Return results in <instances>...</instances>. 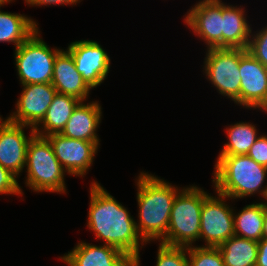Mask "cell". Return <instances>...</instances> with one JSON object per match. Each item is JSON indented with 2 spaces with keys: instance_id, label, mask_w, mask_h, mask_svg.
Returning <instances> with one entry per match:
<instances>
[{
  "instance_id": "f1b7e54d",
  "label": "cell",
  "mask_w": 267,
  "mask_h": 266,
  "mask_svg": "<svg viewBox=\"0 0 267 266\" xmlns=\"http://www.w3.org/2000/svg\"><path fill=\"white\" fill-rule=\"evenodd\" d=\"M255 266H267V239L258 242V254Z\"/></svg>"
},
{
  "instance_id": "f546056e",
  "label": "cell",
  "mask_w": 267,
  "mask_h": 266,
  "mask_svg": "<svg viewBox=\"0 0 267 266\" xmlns=\"http://www.w3.org/2000/svg\"><path fill=\"white\" fill-rule=\"evenodd\" d=\"M77 2L79 3L80 0H25V3H28L29 5H36V6H40V5H48V4H77Z\"/></svg>"
},
{
  "instance_id": "ffe728a7",
  "label": "cell",
  "mask_w": 267,
  "mask_h": 266,
  "mask_svg": "<svg viewBox=\"0 0 267 266\" xmlns=\"http://www.w3.org/2000/svg\"><path fill=\"white\" fill-rule=\"evenodd\" d=\"M225 266H255L258 242L234 235L220 245Z\"/></svg>"
},
{
  "instance_id": "d6a6232c",
  "label": "cell",
  "mask_w": 267,
  "mask_h": 266,
  "mask_svg": "<svg viewBox=\"0 0 267 266\" xmlns=\"http://www.w3.org/2000/svg\"><path fill=\"white\" fill-rule=\"evenodd\" d=\"M267 201V191H266V194H265V197H264ZM266 206H267V202L264 203Z\"/></svg>"
},
{
  "instance_id": "52a82bcc",
  "label": "cell",
  "mask_w": 267,
  "mask_h": 266,
  "mask_svg": "<svg viewBox=\"0 0 267 266\" xmlns=\"http://www.w3.org/2000/svg\"><path fill=\"white\" fill-rule=\"evenodd\" d=\"M247 51L241 48H208L205 73L220 94L240 104V57Z\"/></svg>"
},
{
  "instance_id": "30bf717a",
  "label": "cell",
  "mask_w": 267,
  "mask_h": 266,
  "mask_svg": "<svg viewBox=\"0 0 267 266\" xmlns=\"http://www.w3.org/2000/svg\"><path fill=\"white\" fill-rule=\"evenodd\" d=\"M57 91L51 83L25 84L17 101L16 112L7 119L35 129L41 125Z\"/></svg>"
},
{
  "instance_id": "8992f818",
  "label": "cell",
  "mask_w": 267,
  "mask_h": 266,
  "mask_svg": "<svg viewBox=\"0 0 267 266\" xmlns=\"http://www.w3.org/2000/svg\"><path fill=\"white\" fill-rule=\"evenodd\" d=\"M38 31L15 49V65L22 85L52 82L54 60L61 50L50 49Z\"/></svg>"
},
{
  "instance_id": "7c38bea8",
  "label": "cell",
  "mask_w": 267,
  "mask_h": 266,
  "mask_svg": "<svg viewBox=\"0 0 267 266\" xmlns=\"http://www.w3.org/2000/svg\"><path fill=\"white\" fill-rule=\"evenodd\" d=\"M240 105L267 112V68L251 53L240 57Z\"/></svg>"
},
{
  "instance_id": "484cf974",
  "label": "cell",
  "mask_w": 267,
  "mask_h": 266,
  "mask_svg": "<svg viewBox=\"0 0 267 266\" xmlns=\"http://www.w3.org/2000/svg\"><path fill=\"white\" fill-rule=\"evenodd\" d=\"M253 35L251 34L247 51L267 68V27Z\"/></svg>"
},
{
  "instance_id": "ac0fdd59",
  "label": "cell",
  "mask_w": 267,
  "mask_h": 266,
  "mask_svg": "<svg viewBox=\"0 0 267 266\" xmlns=\"http://www.w3.org/2000/svg\"><path fill=\"white\" fill-rule=\"evenodd\" d=\"M244 11L222 2V48L247 49L252 30Z\"/></svg>"
},
{
  "instance_id": "4fadbf2b",
  "label": "cell",
  "mask_w": 267,
  "mask_h": 266,
  "mask_svg": "<svg viewBox=\"0 0 267 266\" xmlns=\"http://www.w3.org/2000/svg\"><path fill=\"white\" fill-rule=\"evenodd\" d=\"M24 126L0 117V165L8 169L17 178L26 165L27 147L30 139L35 135L31 128V135L27 137Z\"/></svg>"
},
{
  "instance_id": "3957f363",
  "label": "cell",
  "mask_w": 267,
  "mask_h": 266,
  "mask_svg": "<svg viewBox=\"0 0 267 266\" xmlns=\"http://www.w3.org/2000/svg\"><path fill=\"white\" fill-rule=\"evenodd\" d=\"M267 167L246 155L218 156L213 183L217 193L228 199L243 198L260 192L265 197L267 185L262 186ZM262 188V189H261Z\"/></svg>"
},
{
  "instance_id": "d6986e66",
  "label": "cell",
  "mask_w": 267,
  "mask_h": 266,
  "mask_svg": "<svg viewBox=\"0 0 267 266\" xmlns=\"http://www.w3.org/2000/svg\"><path fill=\"white\" fill-rule=\"evenodd\" d=\"M80 102L81 100L74 96L56 93L47 109L45 117L41 121L43 131L36 127L34 133L42 137L61 133L70 119L73 110Z\"/></svg>"
},
{
  "instance_id": "9c48e42d",
  "label": "cell",
  "mask_w": 267,
  "mask_h": 266,
  "mask_svg": "<svg viewBox=\"0 0 267 266\" xmlns=\"http://www.w3.org/2000/svg\"><path fill=\"white\" fill-rule=\"evenodd\" d=\"M62 168L70 175L84 176L91 167L99 142L71 139L60 133L46 136Z\"/></svg>"
},
{
  "instance_id": "277c9868",
  "label": "cell",
  "mask_w": 267,
  "mask_h": 266,
  "mask_svg": "<svg viewBox=\"0 0 267 266\" xmlns=\"http://www.w3.org/2000/svg\"><path fill=\"white\" fill-rule=\"evenodd\" d=\"M207 195L196 186L178 192L172 204L167 234L160 243L190 247L200 239L201 210Z\"/></svg>"
},
{
  "instance_id": "cb8c5ba5",
  "label": "cell",
  "mask_w": 267,
  "mask_h": 266,
  "mask_svg": "<svg viewBox=\"0 0 267 266\" xmlns=\"http://www.w3.org/2000/svg\"><path fill=\"white\" fill-rule=\"evenodd\" d=\"M188 266H225L218 247H187Z\"/></svg>"
},
{
  "instance_id": "d4e9b609",
  "label": "cell",
  "mask_w": 267,
  "mask_h": 266,
  "mask_svg": "<svg viewBox=\"0 0 267 266\" xmlns=\"http://www.w3.org/2000/svg\"><path fill=\"white\" fill-rule=\"evenodd\" d=\"M187 247L169 246L160 243L156 266H188Z\"/></svg>"
},
{
  "instance_id": "1f68e13d",
  "label": "cell",
  "mask_w": 267,
  "mask_h": 266,
  "mask_svg": "<svg viewBox=\"0 0 267 266\" xmlns=\"http://www.w3.org/2000/svg\"><path fill=\"white\" fill-rule=\"evenodd\" d=\"M12 0H0V7L3 6L5 3H10Z\"/></svg>"
},
{
  "instance_id": "8fae6325",
  "label": "cell",
  "mask_w": 267,
  "mask_h": 266,
  "mask_svg": "<svg viewBox=\"0 0 267 266\" xmlns=\"http://www.w3.org/2000/svg\"><path fill=\"white\" fill-rule=\"evenodd\" d=\"M67 51L72 55L77 71L91 88L100 85L110 69V58L101 45L92 40L72 42Z\"/></svg>"
},
{
  "instance_id": "5b68a950",
  "label": "cell",
  "mask_w": 267,
  "mask_h": 266,
  "mask_svg": "<svg viewBox=\"0 0 267 266\" xmlns=\"http://www.w3.org/2000/svg\"><path fill=\"white\" fill-rule=\"evenodd\" d=\"M26 186L35 192L65 193V170L54 155L53 148L46 137L34 135L27 147Z\"/></svg>"
},
{
  "instance_id": "9a60e30c",
  "label": "cell",
  "mask_w": 267,
  "mask_h": 266,
  "mask_svg": "<svg viewBox=\"0 0 267 266\" xmlns=\"http://www.w3.org/2000/svg\"><path fill=\"white\" fill-rule=\"evenodd\" d=\"M60 258L68 266H133V260L117 248L107 244L91 245L83 241Z\"/></svg>"
},
{
  "instance_id": "e0dca14e",
  "label": "cell",
  "mask_w": 267,
  "mask_h": 266,
  "mask_svg": "<svg viewBox=\"0 0 267 266\" xmlns=\"http://www.w3.org/2000/svg\"><path fill=\"white\" fill-rule=\"evenodd\" d=\"M101 106L98 102L84 104L81 101L73 110L70 119L60 134L71 139L99 142L96 128L101 121Z\"/></svg>"
},
{
  "instance_id": "7402d4cb",
  "label": "cell",
  "mask_w": 267,
  "mask_h": 266,
  "mask_svg": "<svg viewBox=\"0 0 267 266\" xmlns=\"http://www.w3.org/2000/svg\"><path fill=\"white\" fill-rule=\"evenodd\" d=\"M266 207L263 202L253 203L238 214H233L235 235L259 242L262 239Z\"/></svg>"
},
{
  "instance_id": "4316f807",
  "label": "cell",
  "mask_w": 267,
  "mask_h": 266,
  "mask_svg": "<svg viewBox=\"0 0 267 266\" xmlns=\"http://www.w3.org/2000/svg\"><path fill=\"white\" fill-rule=\"evenodd\" d=\"M17 177L0 165V194H23Z\"/></svg>"
},
{
  "instance_id": "83f0119b",
  "label": "cell",
  "mask_w": 267,
  "mask_h": 266,
  "mask_svg": "<svg viewBox=\"0 0 267 266\" xmlns=\"http://www.w3.org/2000/svg\"><path fill=\"white\" fill-rule=\"evenodd\" d=\"M247 155L258 164L267 167V136L260 135L256 142L251 146Z\"/></svg>"
},
{
  "instance_id": "603a6c76",
  "label": "cell",
  "mask_w": 267,
  "mask_h": 266,
  "mask_svg": "<svg viewBox=\"0 0 267 266\" xmlns=\"http://www.w3.org/2000/svg\"><path fill=\"white\" fill-rule=\"evenodd\" d=\"M226 130L229 141L224 144L219 156L246 155L259 137L256 127L250 123L239 122Z\"/></svg>"
},
{
  "instance_id": "ba28073f",
  "label": "cell",
  "mask_w": 267,
  "mask_h": 266,
  "mask_svg": "<svg viewBox=\"0 0 267 266\" xmlns=\"http://www.w3.org/2000/svg\"><path fill=\"white\" fill-rule=\"evenodd\" d=\"M217 194V198L208 194L202 205L200 239L205 240V247H219L235 235L234 211L225 204L227 197Z\"/></svg>"
},
{
  "instance_id": "5bb4252c",
  "label": "cell",
  "mask_w": 267,
  "mask_h": 266,
  "mask_svg": "<svg viewBox=\"0 0 267 266\" xmlns=\"http://www.w3.org/2000/svg\"><path fill=\"white\" fill-rule=\"evenodd\" d=\"M185 23L208 48H222V1L203 0L188 11Z\"/></svg>"
},
{
  "instance_id": "6da1fadb",
  "label": "cell",
  "mask_w": 267,
  "mask_h": 266,
  "mask_svg": "<svg viewBox=\"0 0 267 266\" xmlns=\"http://www.w3.org/2000/svg\"><path fill=\"white\" fill-rule=\"evenodd\" d=\"M90 208L87 226L98 239L124 252L139 266V239L145 243L127 209L118 203L99 183L92 182L90 187Z\"/></svg>"
},
{
  "instance_id": "2e32d148",
  "label": "cell",
  "mask_w": 267,
  "mask_h": 266,
  "mask_svg": "<svg viewBox=\"0 0 267 266\" xmlns=\"http://www.w3.org/2000/svg\"><path fill=\"white\" fill-rule=\"evenodd\" d=\"M51 84L57 93L71 95L81 101L86 100L91 90L77 71L72 55L67 50H61L55 57Z\"/></svg>"
},
{
  "instance_id": "7a4b0ae2",
  "label": "cell",
  "mask_w": 267,
  "mask_h": 266,
  "mask_svg": "<svg viewBox=\"0 0 267 266\" xmlns=\"http://www.w3.org/2000/svg\"><path fill=\"white\" fill-rule=\"evenodd\" d=\"M139 223L136 228L142 240L162 241L168 231L173 201L180 191L154 175L141 172L137 179Z\"/></svg>"
},
{
  "instance_id": "4dcf8cb0",
  "label": "cell",
  "mask_w": 267,
  "mask_h": 266,
  "mask_svg": "<svg viewBox=\"0 0 267 266\" xmlns=\"http://www.w3.org/2000/svg\"><path fill=\"white\" fill-rule=\"evenodd\" d=\"M262 239H267V207L265 208Z\"/></svg>"
},
{
  "instance_id": "44dd1931",
  "label": "cell",
  "mask_w": 267,
  "mask_h": 266,
  "mask_svg": "<svg viewBox=\"0 0 267 266\" xmlns=\"http://www.w3.org/2000/svg\"><path fill=\"white\" fill-rule=\"evenodd\" d=\"M37 30L38 25L31 18L0 11V42H13L18 48Z\"/></svg>"
}]
</instances>
